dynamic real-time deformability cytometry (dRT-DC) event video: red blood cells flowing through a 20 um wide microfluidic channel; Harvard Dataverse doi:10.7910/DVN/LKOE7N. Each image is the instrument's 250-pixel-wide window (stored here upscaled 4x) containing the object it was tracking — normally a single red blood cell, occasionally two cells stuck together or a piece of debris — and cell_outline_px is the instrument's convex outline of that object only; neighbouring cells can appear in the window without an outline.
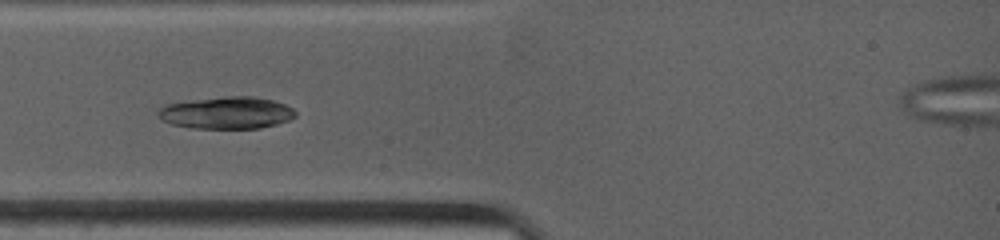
{"species": "common noctule bat (a hibernating species)", "species_latin": "Nyctalus noctula", "temperature_condition": "warm", "stored_images_in_passage": 10, "camera_frame_rate_fps": 4500, "um_per_image_px": 0.085, "animal": {"sex": "female", "body_mass_g": 19.0, "forearm_length_mm": 53.3}, "frame": {"image": 1, "passage_image": 4, "time_ms": 2.0, "image_size_px": [1000, 240], "cell_outline_px": [[296, 116], [288, 120], [276, 124], [260, 128], [192, 128], [172, 124], [160, 120], [156, 116], [156, 112], [164, 104], [192, 100], [224, 96], [252, 96], [272, 100], [284, 104], [292, 108], [296, 112]], "centroid_in_image_um": [19.22, 9.58], "position_along_channel_um": 65.8, "area_um2": 25.78}}
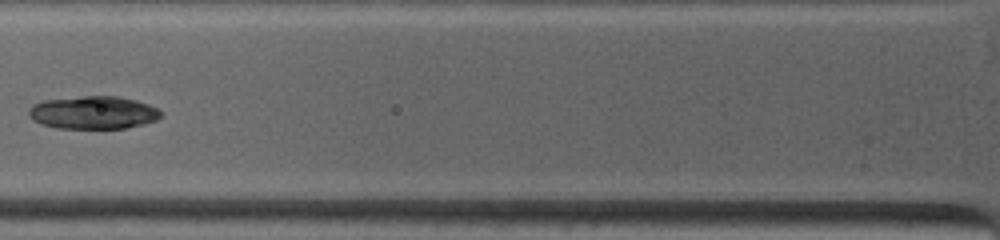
{"frame": {"image": 2, "passage_image": 6, "time_ms": 3.333, "image_size_px": [1000, 240], "cell_outline_px": [[160, 116], [156, 120], [144, 124], [124, 128], [56, 128], [40, 124], [32, 120], [28, 116], [28, 108], [32, 104], [44, 100], [84, 96], [120, 96], [136, 100], [148, 104], [156, 108], [160, 112]], "centroid_in_image_um": [7.87, 9.56], "position_along_channel_um": 117.9, "area_um2": 25.43}}
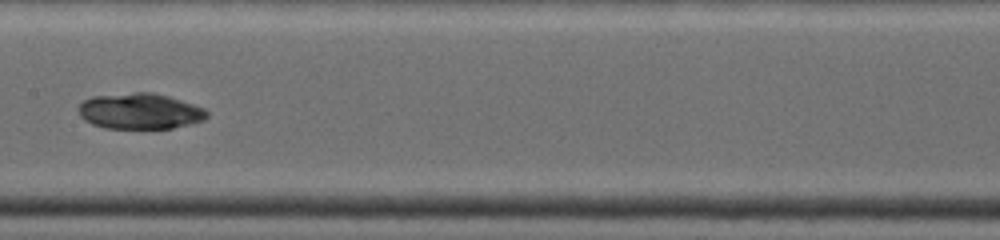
{"frame": {"image": 3, "passage_image": 9, "time_ms": 5.333, "image_size_px": [1000, 240], "cell_outline_px": [[208, 116], [204, 120], [172, 128], [104, 128], [92, 124], [84, 120], [80, 116], [76, 108], [84, 100], [92, 96], [136, 92], [152, 92], [168, 96], [204, 108], [208, 112]], "centroid_in_image_um": [11.85, 9.45], "position_along_channel_um": 195.5, "area_um2": 26.82}}